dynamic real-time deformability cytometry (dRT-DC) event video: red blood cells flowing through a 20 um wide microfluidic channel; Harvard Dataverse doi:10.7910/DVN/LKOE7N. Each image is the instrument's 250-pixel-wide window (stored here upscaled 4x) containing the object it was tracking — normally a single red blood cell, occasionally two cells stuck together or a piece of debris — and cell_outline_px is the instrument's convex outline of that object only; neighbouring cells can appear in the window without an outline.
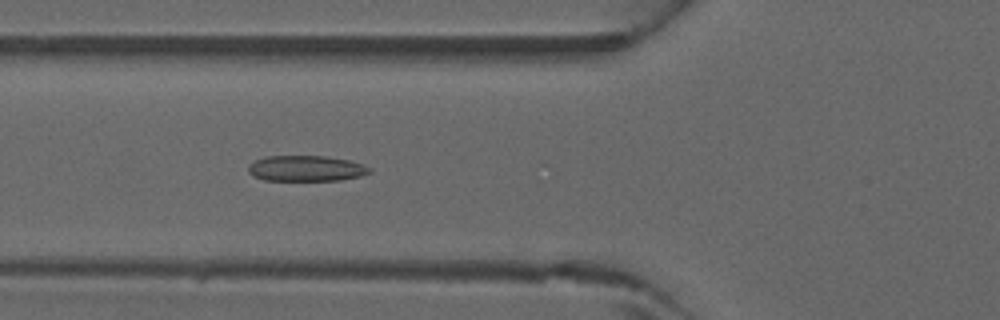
{"species": "common noctule bat (a hibernating species)", "species_latin": "Nyctalus noctula", "temperature_condition": "warm", "stored_images_in_passage": 45, "camera_frame_rate_fps": 3000, "um_per_image_px": 0.085, "animal": {"sex": "male", "forearm_length_mm": 52.5}, "frame": {"image": 1, "passage_image": 17, "time_ms": 5.333, "image_size_px": [1000, 320], "cell_outline_px": [[372, 172], [360, 176], [340, 180], [264, 180], [252, 176], [248, 172], [248, 164], [264, 156], [324, 156], [348, 160], [364, 164], [372, 168]], "centroid_in_image_um": [26.01, 14.31], "position_along_channel_um": 99.8, "area_um2": 18.26}}
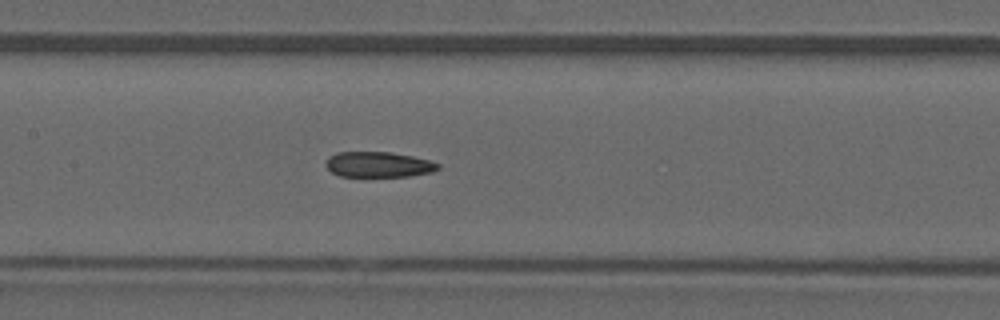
{"frame": {"image": 2, "passage_image": 22, "time_ms": 7.0, "image_size_px": [1000, 320], "cell_outline_px": [[440, 168], [432, 172], [408, 176], [340, 176], [332, 172], [324, 164], [328, 156], [336, 152], [388, 152], [412, 156], [428, 160], [440, 164]], "centroid_in_image_um": [32.14, 13.98], "position_along_channel_um": 175.3, "area_um2": 16.59}}
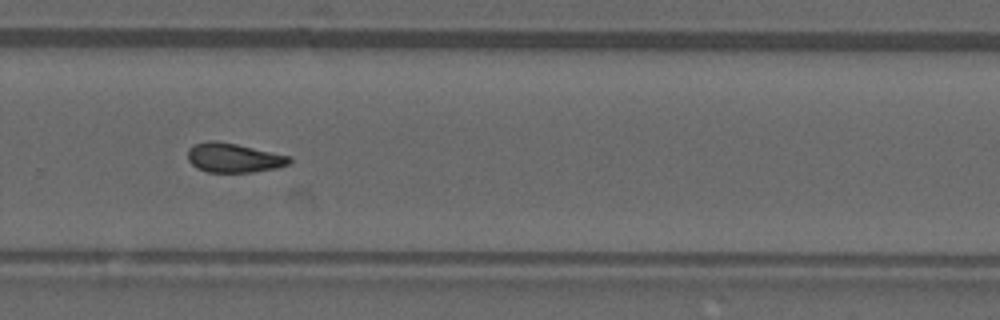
{"frame": {"image": 3, "passage_image": 31, "time_ms": 10.0, "image_size_px": [1000, 320], "cell_outline_px": [[292, 160], [288, 164], [276, 168], [252, 172], [208, 172], [196, 168], [188, 160], [188, 148], [192, 144], [204, 140], [216, 140], [236, 144], [292, 156]], "centroid_in_image_um": [19.83, 13.4], "position_along_channel_um": 310.0, "area_um2": 17.57}}